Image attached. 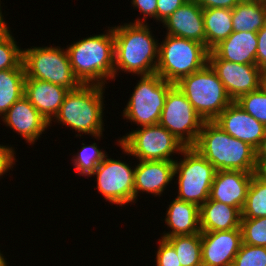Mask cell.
Segmentation results:
<instances>
[{
	"mask_svg": "<svg viewBox=\"0 0 266 266\" xmlns=\"http://www.w3.org/2000/svg\"><path fill=\"white\" fill-rule=\"evenodd\" d=\"M105 86L81 84L65 95L63 104L53 119L78 133L100 140L103 128V93Z\"/></svg>",
	"mask_w": 266,
	"mask_h": 266,
	"instance_id": "obj_4",
	"label": "cell"
},
{
	"mask_svg": "<svg viewBox=\"0 0 266 266\" xmlns=\"http://www.w3.org/2000/svg\"><path fill=\"white\" fill-rule=\"evenodd\" d=\"M202 9L227 8L232 10L241 0H194Z\"/></svg>",
	"mask_w": 266,
	"mask_h": 266,
	"instance_id": "obj_39",
	"label": "cell"
},
{
	"mask_svg": "<svg viewBox=\"0 0 266 266\" xmlns=\"http://www.w3.org/2000/svg\"><path fill=\"white\" fill-rule=\"evenodd\" d=\"M8 29L0 37V70L16 68L22 62V50Z\"/></svg>",
	"mask_w": 266,
	"mask_h": 266,
	"instance_id": "obj_31",
	"label": "cell"
},
{
	"mask_svg": "<svg viewBox=\"0 0 266 266\" xmlns=\"http://www.w3.org/2000/svg\"><path fill=\"white\" fill-rule=\"evenodd\" d=\"M2 121L21 135L30 145L51 126L40 112L23 95L4 114Z\"/></svg>",
	"mask_w": 266,
	"mask_h": 266,
	"instance_id": "obj_16",
	"label": "cell"
},
{
	"mask_svg": "<svg viewBox=\"0 0 266 266\" xmlns=\"http://www.w3.org/2000/svg\"><path fill=\"white\" fill-rule=\"evenodd\" d=\"M134 203L141 191L160 195L174 178L175 163L172 161H141L135 165Z\"/></svg>",
	"mask_w": 266,
	"mask_h": 266,
	"instance_id": "obj_20",
	"label": "cell"
},
{
	"mask_svg": "<svg viewBox=\"0 0 266 266\" xmlns=\"http://www.w3.org/2000/svg\"><path fill=\"white\" fill-rule=\"evenodd\" d=\"M253 175L241 170L216 171L209 198L242 211Z\"/></svg>",
	"mask_w": 266,
	"mask_h": 266,
	"instance_id": "obj_17",
	"label": "cell"
},
{
	"mask_svg": "<svg viewBox=\"0 0 266 266\" xmlns=\"http://www.w3.org/2000/svg\"><path fill=\"white\" fill-rule=\"evenodd\" d=\"M257 32H233L212 51L222 60L256 65Z\"/></svg>",
	"mask_w": 266,
	"mask_h": 266,
	"instance_id": "obj_21",
	"label": "cell"
},
{
	"mask_svg": "<svg viewBox=\"0 0 266 266\" xmlns=\"http://www.w3.org/2000/svg\"><path fill=\"white\" fill-rule=\"evenodd\" d=\"M25 76L60 85L69 90L81 83L71 69L67 49L60 47H31L22 50Z\"/></svg>",
	"mask_w": 266,
	"mask_h": 266,
	"instance_id": "obj_7",
	"label": "cell"
},
{
	"mask_svg": "<svg viewBox=\"0 0 266 266\" xmlns=\"http://www.w3.org/2000/svg\"><path fill=\"white\" fill-rule=\"evenodd\" d=\"M233 32H258L266 24V0H241L232 9Z\"/></svg>",
	"mask_w": 266,
	"mask_h": 266,
	"instance_id": "obj_24",
	"label": "cell"
},
{
	"mask_svg": "<svg viewBox=\"0 0 266 266\" xmlns=\"http://www.w3.org/2000/svg\"><path fill=\"white\" fill-rule=\"evenodd\" d=\"M25 77L22 62L16 68L0 70V117L24 95Z\"/></svg>",
	"mask_w": 266,
	"mask_h": 266,
	"instance_id": "obj_26",
	"label": "cell"
},
{
	"mask_svg": "<svg viewBox=\"0 0 266 266\" xmlns=\"http://www.w3.org/2000/svg\"><path fill=\"white\" fill-rule=\"evenodd\" d=\"M175 86L186 96L204 121H214L233 102L214 69H202L182 77Z\"/></svg>",
	"mask_w": 266,
	"mask_h": 266,
	"instance_id": "obj_5",
	"label": "cell"
},
{
	"mask_svg": "<svg viewBox=\"0 0 266 266\" xmlns=\"http://www.w3.org/2000/svg\"><path fill=\"white\" fill-rule=\"evenodd\" d=\"M205 121L174 85L167 93L159 124L186 147H193Z\"/></svg>",
	"mask_w": 266,
	"mask_h": 266,
	"instance_id": "obj_11",
	"label": "cell"
},
{
	"mask_svg": "<svg viewBox=\"0 0 266 266\" xmlns=\"http://www.w3.org/2000/svg\"><path fill=\"white\" fill-rule=\"evenodd\" d=\"M6 21L3 18L2 11H1V5H0V37L9 29L8 26H6Z\"/></svg>",
	"mask_w": 266,
	"mask_h": 266,
	"instance_id": "obj_42",
	"label": "cell"
},
{
	"mask_svg": "<svg viewBox=\"0 0 266 266\" xmlns=\"http://www.w3.org/2000/svg\"><path fill=\"white\" fill-rule=\"evenodd\" d=\"M205 46L211 51L233 33L232 10L227 8L203 9Z\"/></svg>",
	"mask_w": 266,
	"mask_h": 266,
	"instance_id": "obj_25",
	"label": "cell"
},
{
	"mask_svg": "<svg viewBox=\"0 0 266 266\" xmlns=\"http://www.w3.org/2000/svg\"><path fill=\"white\" fill-rule=\"evenodd\" d=\"M208 63L233 101L263 85L264 72L257 65L222 60L212 50L208 53Z\"/></svg>",
	"mask_w": 266,
	"mask_h": 266,
	"instance_id": "obj_13",
	"label": "cell"
},
{
	"mask_svg": "<svg viewBox=\"0 0 266 266\" xmlns=\"http://www.w3.org/2000/svg\"><path fill=\"white\" fill-rule=\"evenodd\" d=\"M162 23L167 28L166 34L205 45L203 9L194 0H188Z\"/></svg>",
	"mask_w": 266,
	"mask_h": 266,
	"instance_id": "obj_18",
	"label": "cell"
},
{
	"mask_svg": "<svg viewBox=\"0 0 266 266\" xmlns=\"http://www.w3.org/2000/svg\"><path fill=\"white\" fill-rule=\"evenodd\" d=\"M68 91L69 89L48 81L25 77L24 96L49 124L58 113Z\"/></svg>",
	"mask_w": 266,
	"mask_h": 266,
	"instance_id": "obj_19",
	"label": "cell"
},
{
	"mask_svg": "<svg viewBox=\"0 0 266 266\" xmlns=\"http://www.w3.org/2000/svg\"><path fill=\"white\" fill-rule=\"evenodd\" d=\"M167 209L165 222L172 231L163 233L164 235L161 238L192 235L201 232L199 206L175 198L170 202Z\"/></svg>",
	"mask_w": 266,
	"mask_h": 266,
	"instance_id": "obj_23",
	"label": "cell"
},
{
	"mask_svg": "<svg viewBox=\"0 0 266 266\" xmlns=\"http://www.w3.org/2000/svg\"><path fill=\"white\" fill-rule=\"evenodd\" d=\"M181 154L184 159L174 161V176L178 174L176 198L200 207L209 199L216 169L193 147H186Z\"/></svg>",
	"mask_w": 266,
	"mask_h": 266,
	"instance_id": "obj_8",
	"label": "cell"
},
{
	"mask_svg": "<svg viewBox=\"0 0 266 266\" xmlns=\"http://www.w3.org/2000/svg\"><path fill=\"white\" fill-rule=\"evenodd\" d=\"M174 85L157 73L141 75L122 116L140 127L159 124L166 95Z\"/></svg>",
	"mask_w": 266,
	"mask_h": 266,
	"instance_id": "obj_10",
	"label": "cell"
},
{
	"mask_svg": "<svg viewBox=\"0 0 266 266\" xmlns=\"http://www.w3.org/2000/svg\"><path fill=\"white\" fill-rule=\"evenodd\" d=\"M209 50L198 41L166 34L159 43L156 73L176 84L182 77L202 69L208 63Z\"/></svg>",
	"mask_w": 266,
	"mask_h": 266,
	"instance_id": "obj_6",
	"label": "cell"
},
{
	"mask_svg": "<svg viewBox=\"0 0 266 266\" xmlns=\"http://www.w3.org/2000/svg\"><path fill=\"white\" fill-rule=\"evenodd\" d=\"M244 244L266 247V217L241 219Z\"/></svg>",
	"mask_w": 266,
	"mask_h": 266,
	"instance_id": "obj_32",
	"label": "cell"
},
{
	"mask_svg": "<svg viewBox=\"0 0 266 266\" xmlns=\"http://www.w3.org/2000/svg\"><path fill=\"white\" fill-rule=\"evenodd\" d=\"M163 239L175 249L181 266H203L201 232L192 235H177Z\"/></svg>",
	"mask_w": 266,
	"mask_h": 266,
	"instance_id": "obj_27",
	"label": "cell"
},
{
	"mask_svg": "<svg viewBox=\"0 0 266 266\" xmlns=\"http://www.w3.org/2000/svg\"><path fill=\"white\" fill-rule=\"evenodd\" d=\"M242 243L241 228L201 232L202 265L232 266Z\"/></svg>",
	"mask_w": 266,
	"mask_h": 266,
	"instance_id": "obj_14",
	"label": "cell"
},
{
	"mask_svg": "<svg viewBox=\"0 0 266 266\" xmlns=\"http://www.w3.org/2000/svg\"><path fill=\"white\" fill-rule=\"evenodd\" d=\"M159 247L156 253L157 266H181L175 249L163 238L159 239Z\"/></svg>",
	"mask_w": 266,
	"mask_h": 266,
	"instance_id": "obj_34",
	"label": "cell"
},
{
	"mask_svg": "<svg viewBox=\"0 0 266 266\" xmlns=\"http://www.w3.org/2000/svg\"><path fill=\"white\" fill-rule=\"evenodd\" d=\"M132 5L138 8L143 15V19H136L134 23H147V17L157 20V0H132Z\"/></svg>",
	"mask_w": 266,
	"mask_h": 266,
	"instance_id": "obj_35",
	"label": "cell"
},
{
	"mask_svg": "<svg viewBox=\"0 0 266 266\" xmlns=\"http://www.w3.org/2000/svg\"><path fill=\"white\" fill-rule=\"evenodd\" d=\"M6 259L4 258L3 254L0 251V266H7Z\"/></svg>",
	"mask_w": 266,
	"mask_h": 266,
	"instance_id": "obj_43",
	"label": "cell"
},
{
	"mask_svg": "<svg viewBox=\"0 0 266 266\" xmlns=\"http://www.w3.org/2000/svg\"><path fill=\"white\" fill-rule=\"evenodd\" d=\"M125 154L141 161H172L173 153H181L186 146L160 124L142 126L118 140ZM171 156V157H170Z\"/></svg>",
	"mask_w": 266,
	"mask_h": 266,
	"instance_id": "obj_9",
	"label": "cell"
},
{
	"mask_svg": "<svg viewBox=\"0 0 266 266\" xmlns=\"http://www.w3.org/2000/svg\"><path fill=\"white\" fill-rule=\"evenodd\" d=\"M232 266H266V247L242 243Z\"/></svg>",
	"mask_w": 266,
	"mask_h": 266,
	"instance_id": "obj_33",
	"label": "cell"
},
{
	"mask_svg": "<svg viewBox=\"0 0 266 266\" xmlns=\"http://www.w3.org/2000/svg\"><path fill=\"white\" fill-rule=\"evenodd\" d=\"M106 155L90 174L97 177V189L109 202L117 205L134 203L135 168Z\"/></svg>",
	"mask_w": 266,
	"mask_h": 266,
	"instance_id": "obj_12",
	"label": "cell"
},
{
	"mask_svg": "<svg viewBox=\"0 0 266 266\" xmlns=\"http://www.w3.org/2000/svg\"><path fill=\"white\" fill-rule=\"evenodd\" d=\"M15 151L14 148L0 145V177L5 174L15 164Z\"/></svg>",
	"mask_w": 266,
	"mask_h": 266,
	"instance_id": "obj_38",
	"label": "cell"
},
{
	"mask_svg": "<svg viewBox=\"0 0 266 266\" xmlns=\"http://www.w3.org/2000/svg\"><path fill=\"white\" fill-rule=\"evenodd\" d=\"M235 102L266 127V88L264 85L242 95Z\"/></svg>",
	"mask_w": 266,
	"mask_h": 266,
	"instance_id": "obj_30",
	"label": "cell"
},
{
	"mask_svg": "<svg viewBox=\"0 0 266 266\" xmlns=\"http://www.w3.org/2000/svg\"><path fill=\"white\" fill-rule=\"evenodd\" d=\"M188 0H157V20L165 21L174 11Z\"/></svg>",
	"mask_w": 266,
	"mask_h": 266,
	"instance_id": "obj_36",
	"label": "cell"
},
{
	"mask_svg": "<svg viewBox=\"0 0 266 266\" xmlns=\"http://www.w3.org/2000/svg\"><path fill=\"white\" fill-rule=\"evenodd\" d=\"M216 169L255 173V149L232 137L214 121H205L193 146Z\"/></svg>",
	"mask_w": 266,
	"mask_h": 266,
	"instance_id": "obj_3",
	"label": "cell"
},
{
	"mask_svg": "<svg viewBox=\"0 0 266 266\" xmlns=\"http://www.w3.org/2000/svg\"><path fill=\"white\" fill-rule=\"evenodd\" d=\"M255 159L266 160V131L264 137L260 141V144L255 149Z\"/></svg>",
	"mask_w": 266,
	"mask_h": 266,
	"instance_id": "obj_40",
	"label": "cell"
},
{
	"mask_svg": "<svg viewBox=\"0 0 266 266\" xmlns=\"http://www.w3.org/2000/svg\"><path fill=\"white\" fill-rule=\"evenodd\" d=\"M242 211L210 198L200 206L201 232L225 231L241 228Z\"/></svg>",
	"mask_w": 266,
	"mask_h": 266,
	"instance_id": "obj_22",
	"label": "cell"
},
{
	"mask_svg": "<svg viewBox=\"0 0 266 266\" xmlns=\"http://www.w3.org/2000/svg\"><path fill=\"white\" fill-rule=\"evenodd\" d=\"M259 217H266V182L254 173L242 209V219Z\"/></svg>",
	"mask_w": 266,
	"mask_h": 266,
	"instance_id": "obj_28",
	"label": "cell"
},
{
	"mask_svg": "<svg viewBox=\"0 0 266 266\" xmlns=\"http://www.w3.org/2000/svg\"><path fill=\"white\" fill-rule=\"evenodd\" d=\"M257 52L256 65L265 73L266 72V24L257 32Z\"/></svg>",
	"mask_w": 266,
	"mask_h": 266,
	"instance_id": "obj_37",
	"label": "cell"
},
{
	"mask_svg": "<svg viewBox=\"0 0 266 266\" xmlns=\"http://www.w3.org/2000/svg\"><path fill=\"white\" fill-rule=\"evenodd\" d=\"M263 85H264L265 88H266V72L264 73V77H263Z\"/></svg>",
	"mask_w": 266,
	"mask_h": 266,
	"instance_id": "obj_44",
	"label": "cell"
},
{
	"mask_svg": "<svg viewBox=\"0 0 266 266\" xmlns=\"http://www.w3.org/2000/svg\"><path fill=\"white\" fill-rule=\"evenodd\" d=\"M214 122L232 137L248 143L254 149L264 137L266 127L242 109L235 101L229 104Z\"/></svg>",
	"mask_w": 266,
	"mask_h": 266,
	"instance_id": "obj_15",
	"label": "cell"
},
{
	"mask_svg": "<svg viewBox=\"0 0 266 266\" xmlns=\"http://www.w3.org/2000/svg\"><path fill=\"white\" fill-rule=\"evenodd\" d=\"M114 32V78L118 70L140 75L156 73L159 43L147 23H124ZM157 58V59H156Z\"/></svg>",
	"mask_w": 266,
	"mask_h": 266,
	"instance_id": "obj_1",
	"label": "cell"
},
{
	"mask_svg": "<svg viewBox=\"0 0 266 266\" xmlns=\"http://www.w3.org/2000/svg\"><path fill=\"white\" fill-rule=\"evenodd\" d=\"M71 69L81 84L105 86L114 79V32L83 38L67 47Z\"/></svg>",
	"mask_w": 266,
	"mask_h": 266,
	"instance_id": "obj_2",
	"label": "cell"
},
{
	"mask_svg": "<svg viewBox=\"0 0 266 266\" xmlns=\"http://www.w3.org/2000/svg\"><path fill=\"white\" fill-rule=\"evenodd\" d=\"M255 174L266 182V160H256Z\"/></svg>",
	"mask_w": 266,
	"mask_h": 266,
	"instance_id": "obj_41",
	"label": "cell"
},
{
	"mask_svg": "<svg viewBox=\"0 0 266 266\" xmlns=\"http://www.w3.org/2000/svg\"><path fill=\"white\" fill-rule=\"evenodd\" d=\"M82 145L83 146L80 149V152L76 154V157H72V163H74V168L79 175L89 177L107 154L102 149L100 150L96 143L90 145L82 143Z\"/></svg>",
	"mask_w": 266,
	"mask_h": 266,
	"instance_id": "obj_29",
	"label": "cell"
}]
</instances>
